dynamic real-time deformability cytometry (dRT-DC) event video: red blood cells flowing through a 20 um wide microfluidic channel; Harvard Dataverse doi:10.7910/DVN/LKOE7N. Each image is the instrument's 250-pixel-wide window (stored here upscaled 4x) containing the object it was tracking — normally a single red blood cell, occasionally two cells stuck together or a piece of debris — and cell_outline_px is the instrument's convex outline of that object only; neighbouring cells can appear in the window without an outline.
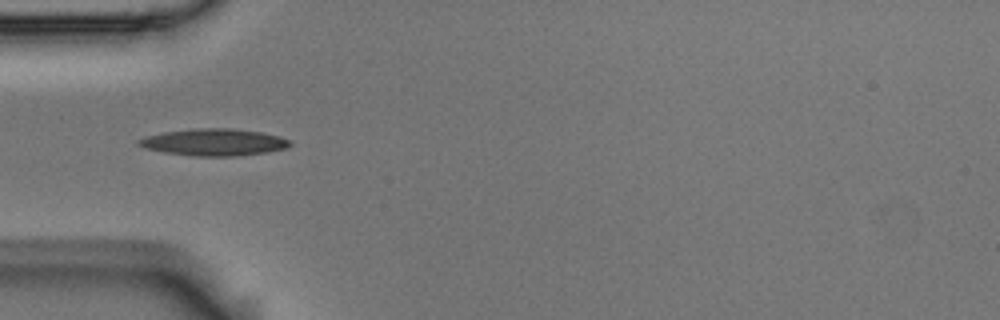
{"species": "Egyptian fruit bat (a non-hibernating species)", "species_latin": "Rousettus aegyptiacus", "temperature_condition": "room temperature", "stored_images_in_passage": 8, "camera_frame_rate_fps": 3000, "um_per_image_px": 0.085, "animal": {"sex": "male"}, "frame": {"image": 1, "passage_image": 5, "time_ms": 1.333, "image_size_px": [1000, 320], "cell_outline_px": [[292, 144], [288, 148], [268, 152], [240, 156], [196, 156], [164, 152], [144, 148], [136, 144], [136, 140], [144, 136], [164, 132], [196, 128], [232, 128], [260, 132], [280, 136], [292, 140]], "centroid_in_image_um": [18.21, 12.09], "position_along_channel_um": 66.8, "area_um2": 24.04}}
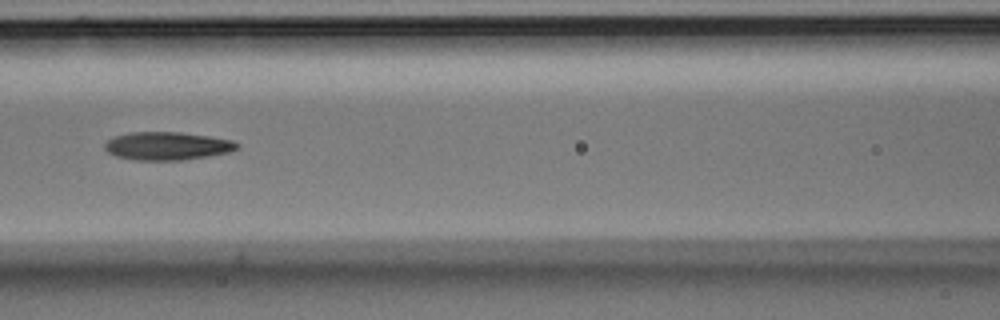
{"frame": {"image": 2, "passage_image": 7, "time_ms": 2.0, "image_size_px": [1000, 320], "cell_outline_px": [[240, 148], [228, 152], [208, 156], [180, 160], [136, 160], [116, 156], [108, 152], [104, 148], [104, 144], [112, 136], [128, 132], [180, 132], [208, 136], [232, 140], [240, 144]], "centroid_in_image_um": [14.2, 12.4], "position_along_channel_um": 152.4, "area_um2": 21.73}}
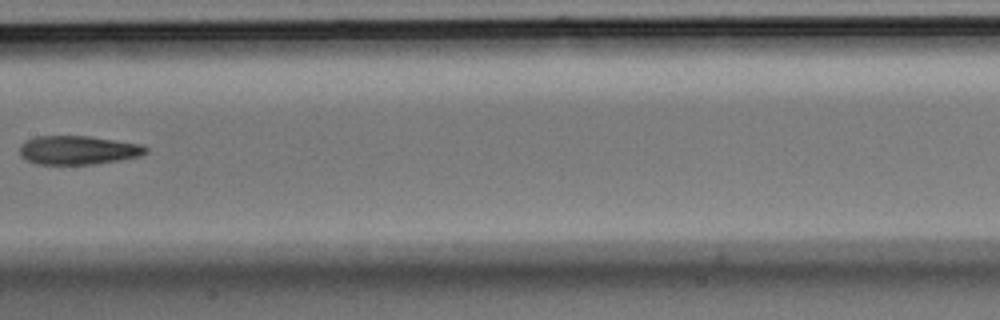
{"frame": {"image": 3, "passage_image": 8, "time_ms": 2.333, "image_size_px": [1000, 320], "cell_outline_px": [[148, 152], [140, 156], [120, 160], [96, 164], [36, 164], [20, 156], [20, 144], [36, 136], [88, 136], [140, 144], [148, 148]], "centroid_in_image_um": [6.64, 12.76], "position_along_channel_um": 200.8, "area_um2": 21.1}}